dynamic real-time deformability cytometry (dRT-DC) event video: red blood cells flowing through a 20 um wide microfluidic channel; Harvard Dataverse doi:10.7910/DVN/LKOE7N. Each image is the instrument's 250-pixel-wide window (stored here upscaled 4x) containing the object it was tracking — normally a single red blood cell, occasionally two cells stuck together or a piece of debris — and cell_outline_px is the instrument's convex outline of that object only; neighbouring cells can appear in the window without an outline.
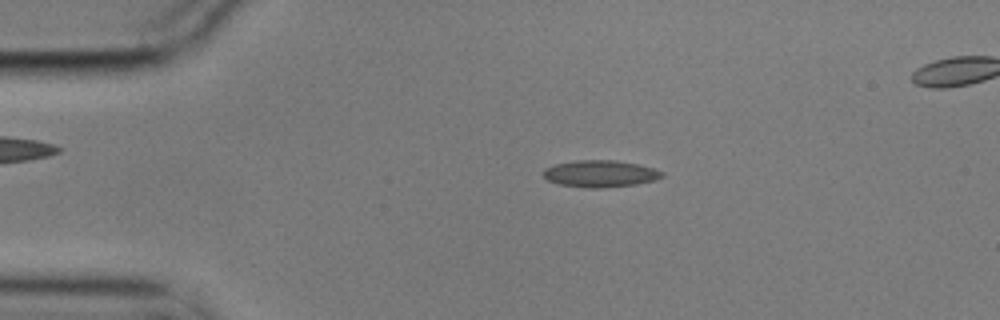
{"species": "common noctule bat (a hibernating species)", "species_latin": "Nyctalus noctula", "temperature_condition": "cold", "stored_images_in_passage": 4, "camera_frame_rate_fps": 3000, "um_per_image_px": 0.085, "animal": {"sex": "male", "body_mass_g": 17.9}, "frame": {"image": 1, "passage_image": 2, "time_ms": 0.333, "image_size_px": [1000, 320], "cell_outline_px": [[664, 176], [656, 180], [636, 184], [604, 188], [588, 188], [560, 184], [548, 180], [544, 176], [544, 168], [552, 164], [576, 160], [616, 160], [636, 164], [652, 168], [664, 172]], "centroid_in_image_um": [51.02, 14.76], "position_along_channel_um": 34.0, "area_um2": 18.61}}